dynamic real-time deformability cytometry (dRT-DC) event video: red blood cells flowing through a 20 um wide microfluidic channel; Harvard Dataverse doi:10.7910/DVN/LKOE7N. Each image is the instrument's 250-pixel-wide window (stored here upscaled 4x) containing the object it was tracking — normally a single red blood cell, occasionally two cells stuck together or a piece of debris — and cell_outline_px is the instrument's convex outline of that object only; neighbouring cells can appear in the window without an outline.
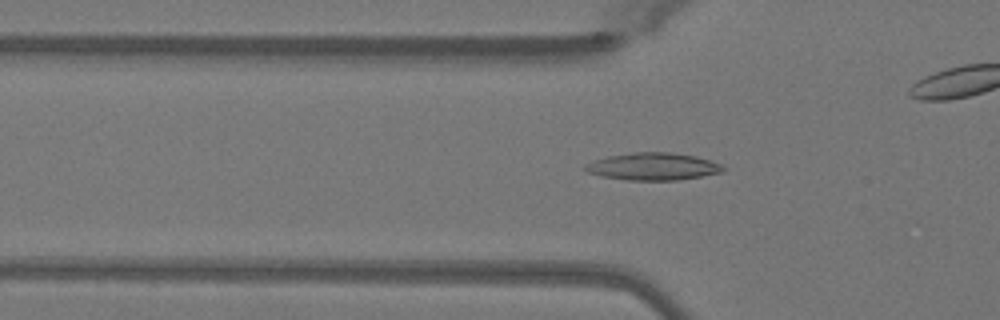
{"species": "Egyptian fruit bat (a non-hibernating species)", "species_latin": "Rousettus aegyptiacus", "temperature_condition": "warm", "stored_images_in_passage": 51, "camera_frame_rate_fps": 3000, "um_per_image_px": 0.085, "animal": {"sex": "female"}, "frame": {"image": 1, "passage_image": 17, "time_ms": 5.333, "image_size_px": [1000, 320], "cell_outline_px": [[724, 172], [676, 180], [628, 180], [600, 176], [588, 172], [584, 168], [584, 164], [592, 160], [608, 156], [636, 152], [672, 152], [696, 156], [720, 164], [724, 168]], "centroid_in_image_um": [55.47, 14.15], "position_along_channel_um": 70.3, "area_um2": 21.91}}
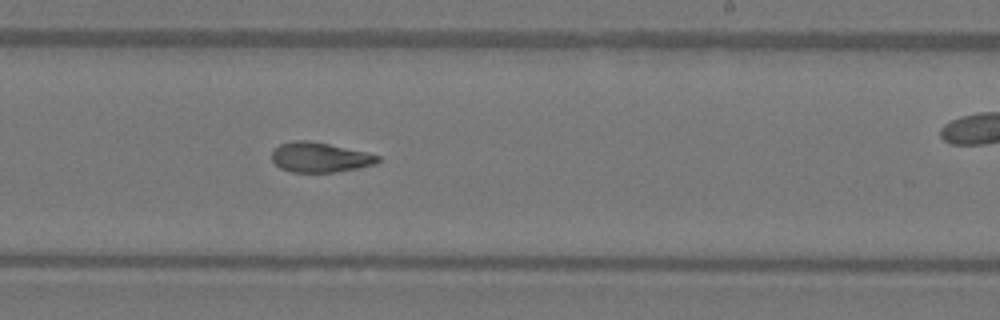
{"frame": {"image": 2, "passage_image": 31, "time_ms": 10.0, "image_size_px": [1000, 320], "cell_outline_px": [[380, 160], [376, 164], [336, 172], [292, 172], [280, 168], [272, 160], [272, 148], [280, 144], [292, 140], [308, 140], [328, 144], [364, 152], [380, 156]], "centroid_in_image_um": [27.14, 13.37], "position_along_channel_um": 261.9, "area_um2": 18.38}}
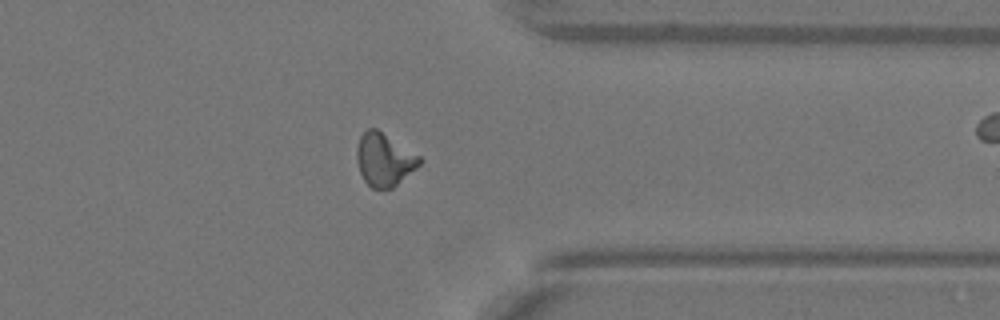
{"frame": {"image": 3, "passage_image": 40, "time_ms": 13.0, "image_size_px": [1000, 320], "cell_outline_px": [[424, 160], [416, 168], [392, 188], [372, 188], [364, 180], [360, 172], [356, 160], [356, 148], [360, 136], [368, 128], [376, 128], [420, 156]], "centroid_in_image_um": [32.64, 13.56], "position_along_channel_um": 378.8, "area_um2": 19.19}, "authors_computed_cell_mechanics": {"area_um2": 19.1896, "velocity_mm_per_s": 4.1015, "shape_relaxation_time_tau1_ms": 9.6838, "shape_relaxation_time_tau2_ms": 3.9727, "deformation_change_tau1": 0.2343, "deformation_change_tau2": 0.1095}}